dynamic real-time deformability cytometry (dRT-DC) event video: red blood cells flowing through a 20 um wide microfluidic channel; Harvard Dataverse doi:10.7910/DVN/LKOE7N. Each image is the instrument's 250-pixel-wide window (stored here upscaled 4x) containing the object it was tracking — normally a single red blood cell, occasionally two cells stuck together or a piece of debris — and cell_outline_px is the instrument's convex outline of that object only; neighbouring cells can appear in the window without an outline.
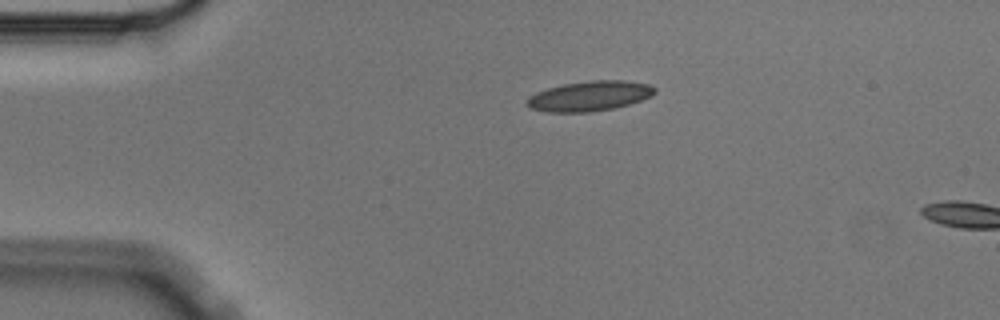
{"species": "Egyptian fruit bat (a non-hibernating species)", "species_latin": "Rousettus aegyptiacus", "temperature_condition": "cold", "stored_images_in_passage": 3, "camera_frame_rate_fps": 3000, "um_per_image_px": 0.085, "animal": {"sex": "male"}, "frame": {"image": 1, "passage_image": 1, "time_ms": 0.0, "image_size_px": [1000, 320], "cell_outline_px": [[656, 92], [652, 96], [628, 104], [612, 108], [588, 112], [548, 112], [528, 108], [528, 96], [536, 92], [548, 88], [564, 84], [588, 80], [624, 80], [648, 84], [656, 88]], "centroid_in_image_um": [50.11, 8.15], "position_along_channel_um": 34.9, "area_um2": 22.25}}